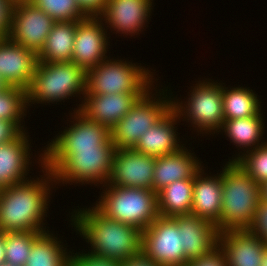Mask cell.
Listing matches in <instances>:
<instances>
[{
    "label": "cell",
    "instance_id": "12",
    "mask_svg": "<svg viewBox=\"0 0 267 266\" xmlns=\"http://www.w3.org/2000/svg\"><path fill=\"white\" fill-rule=\"evenodd\" d=\"M55 23L56 21L31 1L15 0L8 37L38 54Z\"/></svg>",
    "mask_w": 267,
    "mask_h": 266
},
{
    "label": "cell",
    "instance_id": "16",
    "mask_svg": "<svg viewBox=\"0 0 267 266\" xmlns=\"http://www.w3.org/2000/svg\"><path fill=\"white\" fill-rule=\"evenodd\" d=\"M155 157L132 149L115 150L108 183L118 187L151 189Z\"/></svg>",
    "mask_w": 267,
    "mask_h": 266
},
{
    "label": "cell",
    "instance_id": "34",
    "mask_svg": "<svg viewBox=\"0 0 267 266\" xmlns=\"http://www.w3.org/2000/svg\"><path fill=\"white\" fill-rule=\"evenodd\" d=\"M267 245V202L260 200L251 226L247 229Z\"/></svg>",
    "mask_w": 267,
    "mask_h": 266
},
{
    "label": "cell",
    "instance_id": "33",
    "mask_svg": "<svg viewBox=\"0 0 267 266\" xmlns=\"http://www.w3.org/2000/svg\"><path fill=\"white\" fill-rule=\"evenodd\" d=\"M71 251L70 266H121V262L96 256L83 248V251ZM86 252V253H85Z\"/></svg>",
    "mask_w": 267,
    "mask_h": 266
},
{
    "label": "cell",
    "instance_id": "35",
    "mask_svg": "<svg viewBox=\"0 0 267 266\" xmlns=\"http://www.w3.org/2000/svg\"><path fill=\"white\" fill-rule=\"evenodd\" d=\"M187 266H227V261L218 245L209 253L190 260Z\"/></svg>",
    "mask_w": 267,
    "mask_h": 266
},
{
    "label": "cell",
    "instance_id": "3",
    "mask_svg": "<svg viewBox=\"0 0 267 266\" xmlns=\"http://www.w3.org/2000/svg\"><path fill=\"white\" fill-rule=\"evenodd\" d=\"M225 164V165H224ZM222 166V206L219 232L247 230L261 200V188L236 161Z\"/></svg>",
    "mask_w": 267,
    "mask_h": 266
},
{
    "label": "cell",
    "instance_id": "9",
    "mask_svg": "<svg viewBox=\"0 0 267 266\" xmlns=\"http://www.w3.org/2000/svg\"><path fill=\"white\" fill-rule=\"evenodd\" d=\"M69 127L44 146V165L53 173L76 149L96 148L110 136V129L88 119L79 110L69 113ZM51 141V142H50Z\"/></svg>",
    "mask_w": 267,
    "mask_h": 266
},
{
    "label": "cell",
    "instance_id": "8",
    "mask_svg": "<svg viewBox=\"0 0 267 266\" xmlns=\"http://www.w3.org/2000/svg\"><path fill=\"white\" fill-rule=\"evenodd\" d=\"M155 85L111 128L116 150L134 148L143 133L172 108V89L168 86L157 89L158 84Z\"/></svg>",
    "mask_w": 267,
    "mask_h": 266
},
{
    "label": "cell",
    "instance_id": "5",
    "mask_svg": "<svg viewBox=\"0 0 267 266\" xmlns=\"http://www.w3.org/2000/svg\"><path fill=\"white\" fill-rule=\"evenodd\" d=\"M212 80L205 77L201 80L200 77L195 81L187 92L188 96L183 97L186 101L178 95L174 97L172 92V107L184 123L186 121L194 132L196 130V136H216L224 121L223 82Z\"/></svg>",
    "mask_w": 267,
    "mask_h": 266
},
{
    "label": "cell",
    "instance_id": "19",
    "mask_svg": "<svg viewBox=\"0 0 267 266\" xmlns=\"http://www.w3.org/2000/svg\"><path fill=\"white\" fill-rule=\"evenodd\" d=\"M145 93L85 94L79 111L88 119L111 128Z\"/></svg>",
    "mask_w": 267,
    "mask_h": 266
},
{
    "label": "cell",
    "instance_id": "7",
    "mask_svg": "<svg viewBox=\"0 0 267 266\" xmlns=\"http://www.w3.org/2000/svg\"><path fill=\"white\" fill-rule=\"evenodd\" d=\"M100 187L102 193L93 205L109 219L143 232L159 216L157 193L151 189L118 187L109 183Z\"/></svg>",
    "mask_w": 267,
    "mask_h": 266
},
{
    "label": "cell",
    "instance_id": "20",
    "mask_svg": "<svg viewBox=\"0 0 267 266\" xmlns=\"http://www.w3.org/2000/svg\"><path fill=\"white\" fill-rule=\"evenodd\" d=\"M172 218L179 227L181 246L188 261L203 256L218 246L220 232L212 222L191 214Z\"/></svg>",
    "mask_w": 267,
    "mask_h": 266
},
{
    "label": "cell",
    "instance_id": "30",
    "mask_svg": "<svg viewBox=\"0 0 267 266\" xmlns=\"http://www.w3.org/2000/svg\"><path fill=\"white\" fill-rule=\"evenodd\" d=\"M42 232L4 233L5 263L13 266H25L33 242Z\"/></svg>",
    "mask_w": 267,
    "mask_h": 266
},
{
    "label": "cell",
    "instance_id": "10",
    "mask_svg": "<svg viewBox=\"0 0 267 266\" xmlns=\"http://www.w3.org/2000/svg\"><path fill=\"white\" fill-rule=\"evenodd\" d=\"M115 150L111 136L96 148L76 149L53 172L56 186L88 184L100 187L107 184Z\"/></svg>",
    "mask_w": 267,
    "mask_h": 266
},
{
    "label": "cell",
    "instance_id": "18",
    "mask_svg": "<svg viewBox=\"0 0 267 266\" xmlns=\"http://www.w3.org/2000/svg\"><path fill=\"white\" fill-rule=\"evenodd\" d=\"M37 54L13 42L9 37L0 40V76L9 86L27 90L30 87Z\"/></svg>",
    "mask_w": 267,
    "mask_h": 266
},
{
    "label": "cell",
    "instance_id": "28",
    "mask_svg": "<svg viewBox=\"0 0 267 266\" xmlns=\"http://www.w3.org/2000/svg\"><path fill=\"white\" fill-rule=\"evenodd\" d=\"M250 87L227 86L223 83V116L224 120L248 118L258 115L262 109L260 96Z\"/></svg>",
    "mask_w": 267,
    "mask_h": 266
},
{
    "label": "cell",
    "instance_id": "22",
    "mask_svg": "<svg viewBox=\"0 0 267 266\" xmlns=\"http://www.w3.org/2000/svg\"><path fill=\"white\" fill-rule=\"evenodd\" d=\"M193 149L192 152L191 147L184 146L176 153L155 157L152 187L154 192L157 193L176 180L194 179L204 165Z\"/></svg>",
    "mask_w": 267,
    "mask_h": 266
},
{
    "label": "cell",
    "instance_id": "13",
    "mask_svg": "<svg viewBox=\"0 0 267 266\" xmlns=\"http://www.w3.org/2000/svg\"><path fill=\"white\" fill-rule=\"evenodd\" d=\"M154 0H107L98 16L111 35L139 36L151 20ZM147 26V27H146ZM145 27V28H144Z\"/></svg>",
    "mask_w": 267,
    "mask_h": 266
},
{
    "label": "cell",
    "instance_id": "38",
    "mask_svg": "<svg viewBox=\"0 0 267 266\" xmlns=\"http://www.w3.org/2000/svg\"><path fill=\"white\" fill-rule=\"evenodd\" d=\"M87 16H99L107 0H76Z\"/></svg>",
    "mask_w": 267,
    "mask_h": 266
},
{
    "label": "cell",
    "instance_id": "17",
    "mask_svg": "<svg viewBox=\"0 0 267 266\" xmlns=\"http://www.w3.org/2000/svg\"><path fill=\"white\" fill-rule=\"evenodd\" d=\"M180 122L177 111L172 107L158 122L143 133L133 149L154 157L178 152L188 143L187 140L182 141L180 133L177 132L179 131L177 124Z\"/></svg>",
    "mask_w": 267,
    "mask_h": 266
},
{
    "label": "cell",
    "instance_id": "39",
    "mask_svg": "<svg viewBox=\"0 0 267 266\" xmlns=\"http://www.w3.org/2000/svg\"><path fill=\"white\" fill-rule=\"evenodd\" d=\"M121 266H160L147 257L142 251L121 262Z\"/></svg>",
    "mask_w": 267,
    "mask_h": 266
},
{
    "label": "cell",
    "instance_id": "4",
    "mask_svg": "<svg viewBox=\"0 0 267 266\" xmlns=\"http://www.w3.org/2000/svg\"><path fill=\"white\" fill-rule=\"evenodd\" d=\"M86 92V71L73 62H37L35 72L27 89L28 108L36 104L59 105L76 96L79 110ZM82 95V96H81ZM48 103V104H46Z\"/></svg>",
    "mask_w": 267,
    "mask_h": 266
},
{
    "label": "cell",
    "instance_id": "2",
    "mask_svg": "<svg viewBox=\"0 0 267 266\" xmlns=\"http://www.w3.org/2000/svg\"><path fill=\"white\" fill-rule=\"evenodd\" d=\"M72 209L69 222L89 246L88 252L123 262L141 252L142 231L107 218L94 205Z\"/></svg>",
    "mask_w": 267,
    "mask_h": 266
},
{
    "label": "cell",
    "instance_id": "40",
    "mask_svg": "<svg viewBox=\"0 0 267 266\" xmlns=\"http://www.w3.org/2000/svg\"><path fill=\"white\" fill-rule=\"evenodd\" d=\"M5 263L4 232H0V264Z\"/></svg>",
    "mask_w": 267,
    "mask_h": 266
},
{
    "label": "cell",
    "instance_id": "36",
    "mask_svg": "<svg viewBox=\"0 0 267 266\" xmlns=\"http://www.w3.org/2000/svg\"><path fill=\"white\" fill-rule=\"evenodd\" d=\"M14 2L15 0H0V40L7 38L10 33Z\"/></svg>",
    "mask_w": 267,
    "mask_h": 266
},
{
    "label": "cell",
    "instance_id": "37",
    "mask_svg": "<svg viewBox=\"0 0 267 266\" xmlns=\"http://www.w3.org/2000/svg\"><path fill=\"white\" fill-rule=\"evenodd\" d=\"M23 132L11 121L0 119V144L17 139Z\"/></svg>",
    "mask_w": 267,
    "mask_h": 266
},
{
    "label": "cell",
    "instance_id": "1",
    "mask_svg": "<svg viewBox=\"0 0 267 266\" xmlns=\"http://www.w3.org/2000/svg\"><path fill=\"white\" fill-rule=\"evenodd\" d=\"M41 170L43 174L39 177L29 175L30 178L23 182L1 188L0 232L49 231L44 221H47L52 189L56 191L58 187L53 173L45 165Z\"/></svg>",
    "mask_w": 267,
    "mask_h": 266
},
{
    "label": "cell",
    "instance_id": "27",
    "mask_svg": "<svg viewBox=\"0 0 267 266\" xmlns=\"http://www.w3.org/2000/svg\"><path fill=\"white\" fill-rule=\"evenodd\" d=\"M193 179L176 180L157 192L158 214L164 217L190 215Z\"/></svg>",
    "mask_w": 267,
    "mask_h": 266
},
{
    "label": "cell",
    "instance_id": "24",
    "mask_svg": "<svg viewBox=\"0 0 267 266\" xmlns=\"http://www.w3.org/2000/svg\"><path fill=\"white\" fill-rule=\"evenodd\" d=\"M261 111L258 115H254L248 118H239L232 120H224L221 129L217 132L223 133L230 143L239 150L236 154L232 155V159L228 158L229 161H237L246 152H249L260 145L267 142L263 137L265 136V122L264 115ZM242 150V151H241Z\"/></svg>",
    "mask_w": 267,
    "mask_h": 266
},
{
    "label": "cell",
    "instance_id": "23",
    "mask_svg": "<svg viewBox=\"0 0 267 266\" xmlns=\"http://www.w3.org/2000/svg\"><path fill=\"white\" fill-rule=\"evenodd\" d=\"M204 168L193 179V201L191 215L208 220L216 225L220 220L222 206L221 171L212 175L205 173Z\"/></svg>",
    "mask_w": 267,
    "mask_h": 266
},
{
    "label": "cell",
    "instance_id": "29",
    "mask_svg": "<svg viewBox=\"0 0 267 266\" xmlns=\"http://www.w3.org/2000/svg\"><path fill=\"white\" fill-rule=\"evenodd\" d=\"M28 109L27 90L16 86H9L0 91L1 120L13 122L22 132L28 131L23 120L26 118L27 112L29 113Z\"/></svg>",
    "mask_w": 267,
    "mask_h": 266
},
{
    "label": "cell",
    "instance_id": "15",
    "mask_svg": "<svg viewBox=\"0 0 267 266\" xmlns=\"http://www.w3.org/2000/svg\"><path fill=\"white\" fill-rule=\"evenodd\" d=\"M30 136L28 131H25L17 139L0 144V188L29 179L27 176L32 173L29 171H33L31 167L34 163H38L40 168L44 165V148L41 149L42 152L39 151L40 154L37 152L35 162L30 160L33 158Z\"/></svg>",
    "mask_w": 267,
    "mask_h": 266
},
{
    "label": "cell",
    "instance_id": "11",
    "mask_svg": "<svg viewBox=\"0 0 267 266\" xmlns=\"http://www.w3.org/2000/svg\"><path fill=\"white\" fill-rule=\"evenodd\" d=\"M141 251L160 266H187L181 233L172 217L158 216L142 232Z\"/></svg>",
    "mask_w": 267,
    "mask_h": 266
},
{
    "label": "cell",
    "instance_id": "25",
    "mask_svg": "<svg viewBox=\"0 0 267 266\" xmlns=\"http://www.w3.org/2000/svg\"><path fill=\"white\" fill-rule=\"evenodd\" d=\"M79 21L56 22L37 54L39 62H71L76 27Z\"/></svg>",
    "mask_w": 267,
    "mask_h": 266
},
{
    "label": "cell",
    "instance_id": "21",
    "mask_svg": "<svg viewBox=\"0 0 267 266\" xmlns=\"http://www.w3.org/2000/svg\"><path fill=\"white\" fill-rule=\"evenodd\" d=\"M218 245L223 250L227 266H261L267 246L248 230L220 232Z\"/></svg>",
    "mask_w": 267,
    "mask_h": 266
},
{
    "label": "cell",
    "instance_id": "43",
    "mask_svg": "<svg viewBox=\"0 0 267 266\" xmlns=\"http://www.w3.org/2000/svg\"><path fill=\"white\" fill-rule=\"evenodd\" d=\"M261 266H267V246L265 247V250H264V256L261 262Z\"/></svg>",
    "mask_w": 267,
    "mask_h": 266
},
{
    "label": "cell",
    "instance_id": "14",
    "mask_svg": "<svg viewBox=\"0 0 267 266\" xmlns=\"http://www.w3.org/2000/svg\"><path fill=\"white\" fill-rule=\"evenodd\" d=\"M98 16H88L78 22L71 62L85 71L103 62L110 50L111 37ZM109 35V36H108ZM107 55V56H106Z\"/></svg>",
    "mask_w": 267,
    "mask_h": 266
},
{
    "label": "cell",
    "instance_id": "31",
    "mask_svg": "<svg viewBox=\"0 0 267 266\" xmlns=\"http://www.w3.org/2000/svg\"><path fill=\"white\" fill-rule=\"evenodd\" d=\"M54 21H81L88 16L81 10L76 0H31Z\"/></svg>",
    "mask_w": 267,
    "mask_h": 266
},
{
    "label": "cell",
    "instance_id": "42",
    "mask_svg": "<svg viewBox=\"0 0 267 266\" xmlns=\"http://www.w3.org/2000/svg\"><path fill=\"white\" fill-rule=\"evenodd\" d=\"M9 85L7 84V82L0 76V91L8 88Z\"/></svg>",
    "mask_w": 267,
    "mask_h": 266
},
{
    "label": "cell",
    "instance_id": "26",
    "mask_svg": "<svg viewBox=\"0 0 267 266\" xmlns=\"http://www.w3.org/2000/svg\"><path fill=\"white\" fill-rule=\"evenodd\" d=\"M57 235L52 230L42 233L33 242L25 266H70L71 250Z\"/></svg>",
    "mask_w": 267,
    "mask_h": 266
},
{
    "label": "cell",
    "instance_id": "44",
    "mask_svg": "<svg viewBox=\"0 0 267 266\" xmlns=\"http://www.w3.org/2000/svg\"><path fill=\"white\" fill-rule=\"evenodd\" d=\"M0 266H13V265H10V264H7V263H3V264H0Z\"/></svg>",
    "mask_w": 267,
    "mask_h": 266
},
{
    "label": "cell",
    "instance_id": "6",
    "mask_svg": "<svg viewBox=\"0 0 267 266\" xmlns=\"http://www.w3.org/2000/svg\"><path fill=\"white\" fill-rule=\"evenodd\" d=\"M149 68L127 59L111 58L109 54L103 62L86 71L85 94L146 93L160 78Z\"/></svg>",
    "mask_w": 267,
    "mask_h": 266
},
{
    "label": "cell",
    "instance_id": "32",
    "mask_svg": "<svg viewBox=\"0 0 267 266\" xmlns=\"http://www.w3.org/2000/svg\"><path fill=\"white\" fill-rule=\"evenodd\" d=\"M236 162L259 185L267 182V142L246 152Z\"/></svg>",
    "mask_w": 267,
    "mask_h": 266
},
{
    "label": "cell",
    "instance_id": "41",
    "mask_svg": "<svg viewBox=\"0 0 267 266\" xmlns=\"http://www.w3.org/2000/svg\"><path fill=\"white\" fill-rule=\"evenodd\" d=\"M261 188V200L267 202V182L260 185Z\"/></svg>",
    "mask_w": 267,
    "mask_h": 266
}]
</instances>
